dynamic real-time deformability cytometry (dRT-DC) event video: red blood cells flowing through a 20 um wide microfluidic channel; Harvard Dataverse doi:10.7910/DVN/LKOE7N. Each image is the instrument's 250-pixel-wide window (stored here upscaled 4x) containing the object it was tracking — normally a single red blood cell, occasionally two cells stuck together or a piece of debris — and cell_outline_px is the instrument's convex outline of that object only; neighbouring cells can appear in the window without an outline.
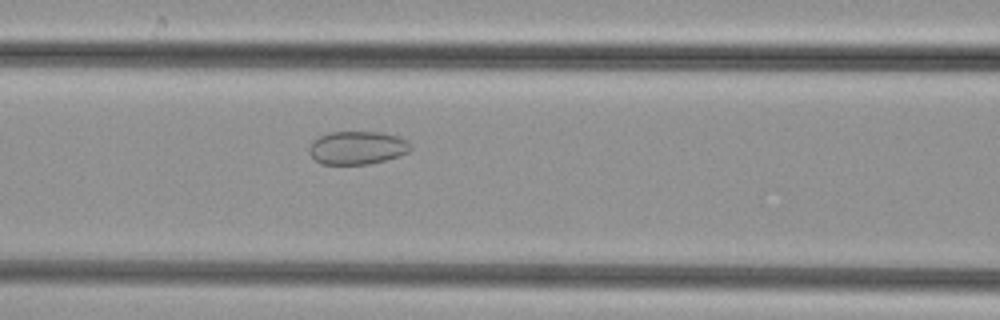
{"species": "common noctule bat (a hibernating species)", "species_latin": "Nyctalus noctula", "temperature_condition": "cold", "stored_images_in_passage": 36, "camera_frame_rate_fps": 3000, "um_per_image_px": 0.085, "animal": {"sex": "female", "body_mass_g": 29.2, "forearm_length_mm": 56.3}, "frame": {"image": 1, "passage_image": 7, "time_ms": 2.0, "image_size_px": [1000, 320], "cell_outline_px": [[412, 148], [408, 152], [400, 156], [368, 164], [320, 164], [308, 152], [308, 148], [312, 140], [328, 132], [384, 132], [400, 136], [408, 140], [412, 144]], "centroid_in_image_um": [30.39, 12.55], "position_along_channel_um": 136.2, "area_um2": 19.94}}
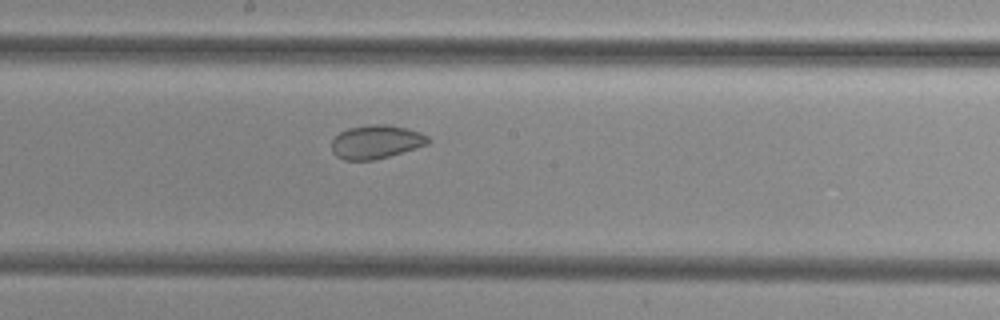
{"frame": {"image": 2, "passage_image": 13, "time_ms": 4.0, "image_size_px": [1000, 320], "cell_outline_px": [[432, 140], [428, 144], [416, 148], [388, 156], [372, 160], [344, 160], [336, 156], [332, 152], [332, 140], [340, 132], [348, 128], [372, 124], [388, 124], [408, 128], [420, 132], [428, 136]], "centroid_in_image_um": [31.98, 12.05], "position_along_channel_um": 216.2, "area_um2": 18.96}}
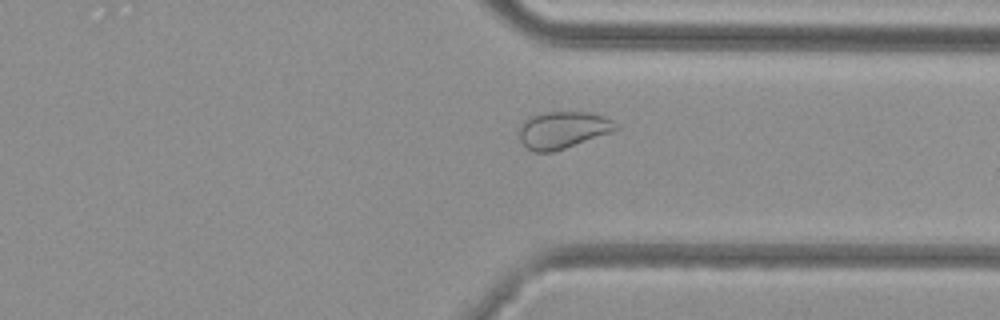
{"frame": {"image": 3, "passage_image": 24, "time_ms": 7.667, "image_size_px": [1000, 320], "cell_outline_px": [[620, 128], [612, 132], [552, 152], [532, 152], [520, 140], [520, 124], [528, 116], [544, 112], [588, 112], [604, 116], [612, 120]], "centroid_in_image_um": [47.83, 11.03], "position_along_channel_um": 363.6, "area_um2": 20.81}}